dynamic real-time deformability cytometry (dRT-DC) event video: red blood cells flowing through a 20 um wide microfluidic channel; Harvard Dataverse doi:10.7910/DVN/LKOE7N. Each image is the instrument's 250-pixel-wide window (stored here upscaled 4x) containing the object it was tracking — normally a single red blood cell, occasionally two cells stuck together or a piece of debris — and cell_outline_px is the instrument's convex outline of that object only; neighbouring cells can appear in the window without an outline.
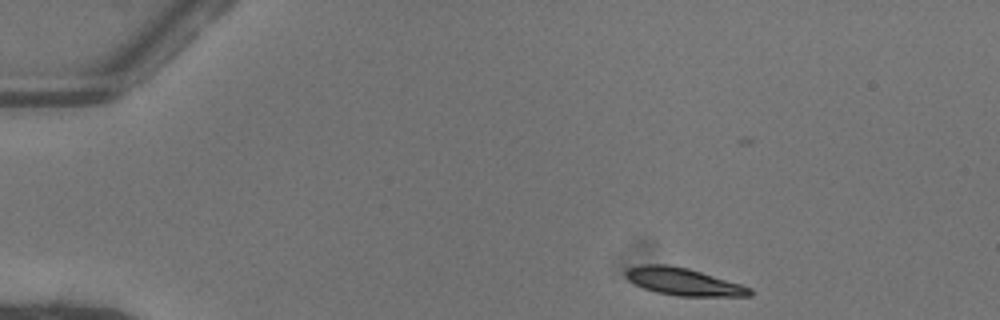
{"species": "common noctule bat (a hibernating species)", "species_latin": "Nyctalus noctula", "temperature_condition": "warm", "stored_images_in_passage": 45, "camera_frame_rate_fps": 3000, "um_per_image_px": 0.085, "animal": {"sex": "female"}, "frame": {"image": 1, "passage_image": 1, "time_ms": 0.0, "image_size_px": [1000, 320], "cell_outline_px": [[752, 296], [676, 296], [656, 292], [644, 288], [628, 280], [624, 276], [624, 272], [628, 268], [640, 264], [668, 264], [688, 268], [740, 284], [752, 288]], "centroid_in_image_um": [58.06, 23.93], "position_along_channel_um": 26.9, "area_um2": 19.83}}
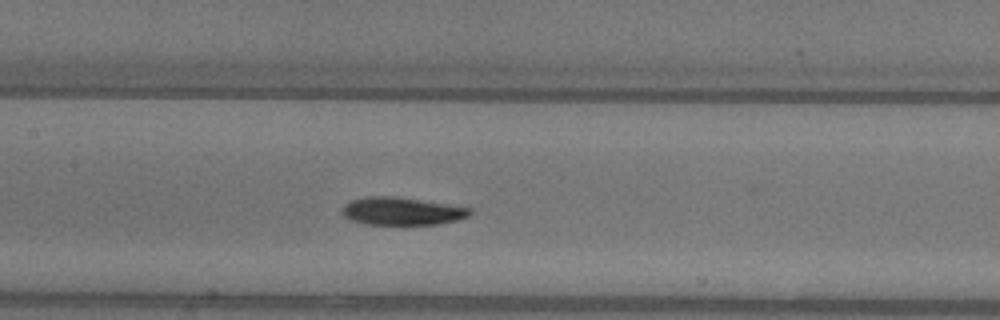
{"frame": {"image": 2, "passage_image": 18, "time_ms": 5.667, "image_size_px": [1000, 320], "cell_outline_px": [[472, 212], [468, 216], [456, 220], [440, 224], [368, 224], [352, 220], [344, 216], [340, 212], [340, 208], [348, 200], [364, 196], [396, 196], [472, 208]], "centroid_in_image_um": [34.1, 17.93], "position_along_channel_um": 173.3, "area_um2": 20.81}}
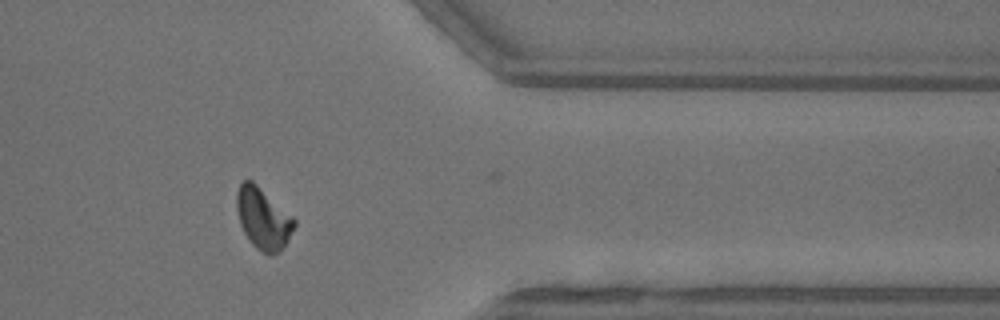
{"frame": {"image": 3, "passage_image": 35, "time_ms": 11.333, "image_size_px": [1000, 320], "cell_outline_px": [[296, 224], [280, 252], [272, 256], [268, 256], [256, 248], [248, 240], [240, 224], [236, 208], [236, 192], [240, 184], [244, 180], [252, 180], [292, 216], [296, 220]], "centroid_in_image_um": [22.34, 18.59], "position_along_channel_um": 389.1, "area_um2": 20.58}, "authors_computed_cell_mechanics": {"area_um2": 20.2878, "velocity_mm_per_s": 4.0657, "shape_relaxation_time_tau1_ms": 3.263, "shape_relaxation_time_tau2_ms": null, "deformation_change_tau1": 0.1392, "deformation_change_tau2": null}}